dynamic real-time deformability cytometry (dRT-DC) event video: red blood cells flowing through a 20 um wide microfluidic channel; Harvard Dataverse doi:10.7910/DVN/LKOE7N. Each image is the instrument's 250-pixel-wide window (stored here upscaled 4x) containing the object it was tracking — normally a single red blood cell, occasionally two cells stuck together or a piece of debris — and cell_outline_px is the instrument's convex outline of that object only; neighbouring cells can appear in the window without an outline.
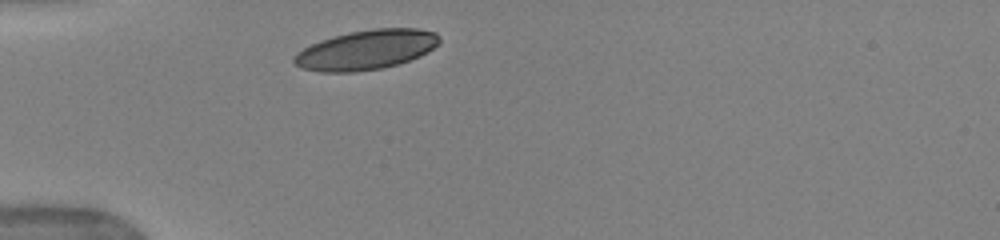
{"species": "human", "species_latin": "Homo sapiens", "temperature_condition": "warm", "stored_images_in_passage": 31, "camera_frame_rate_fps": 3000, "um_per_image_px": 0.085, "donor": {"sex": "female"}, "frame": {"image": 1, "passage_image": 1, "time_ms": 0.0, "image_size_px": [1000, 240], "cell_outline_px": [[440, 44], [420, 56], [396, 64], [380, 68], [356, 72], [320, 72], [300, 68], [292, 60], [296, 52], [320, 40], [348, 32], [372, 28], [416, 28], [436, 32], [440, 36]], "centroid_in_image_um": [31.13, 4.22], "position_along_channel_um": 53.9, "area_um2": 33.64}}
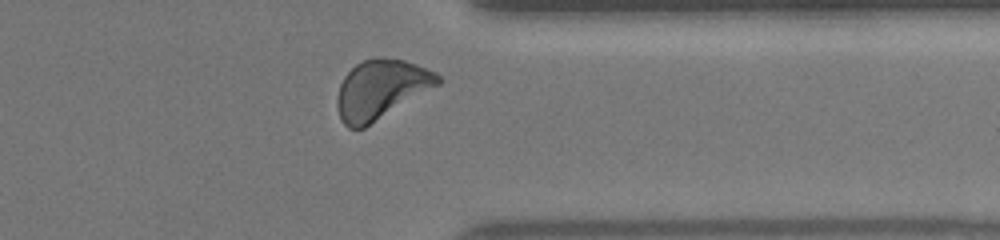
{"frame": {"image": 2, "passage_image": 27, "time_ms": 8.667, "image_size_px": [1000, 240], "cell_outline_px": [[444, 80], [440, 84], [364, 128], [348, 128], [340, 120], [336, 104], [336, 100], [340, 84], [344, 76], [356, 64], [364, 60], [376, 56], [384, 56], [404, 60], [416, 64], [436, 72]], "centroid_in_image_um": [32.38, 7.58], "position_along_channel_um": 379.0, "area_um2": 34.91}, "authors_computed_cell_mechanics": {"area_um2": 33.2928, "velocity_mm_per_s": 3.945, "shape_relaxation_time_tau1_ms": 2.8534, "shape_relaxation_time_tau2_ms": 9.5466, "deformation_change_tau1": 0.1286, "deformation_change_tau2": 0.155}}